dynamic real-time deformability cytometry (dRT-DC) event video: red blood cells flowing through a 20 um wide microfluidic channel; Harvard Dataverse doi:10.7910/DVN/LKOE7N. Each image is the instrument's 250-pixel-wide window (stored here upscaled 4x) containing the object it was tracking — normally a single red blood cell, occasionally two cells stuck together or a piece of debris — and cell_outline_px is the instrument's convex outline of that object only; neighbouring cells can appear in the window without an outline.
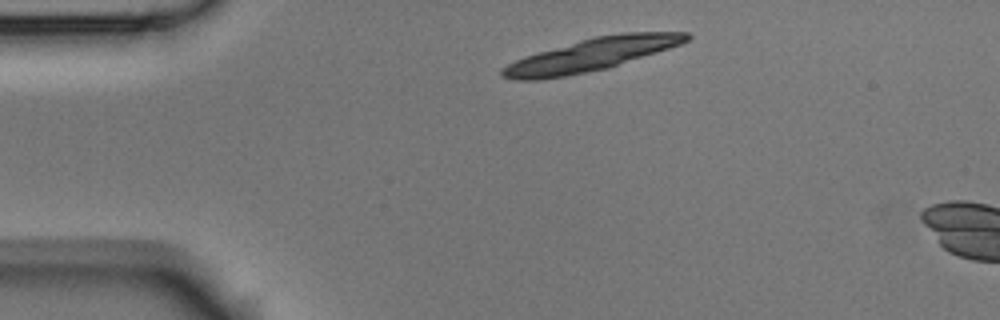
{"species": "Egyptian fruit bat (a non-hibernating species)", "species_latin": "Rousettus aegyptiacus", "temperature_condition": "room temperature", "stored_images_in_passage": 8, "camera_frame_rate_fps": 3000, "um_per_image_px": 0.085, "animal": {"sex": "male"}, "frame": {"image": 1, "passage_image": 1, "time_ms": 0.0, "image_size_px": [1000, 320], "cell_outline_px": [[692, 36], [688, 40], [680, 44], [608, 68], [564, 76], [536, 80], [516, 80], [500, 76], [500, 68], [524, 56], [580, 40], [596, 36], [620, 32], [688, 32]], "centroid_in_image_um": [50.23, 4.64], "position_along_channel_um": 34.8, "area_um2": 34.74}}
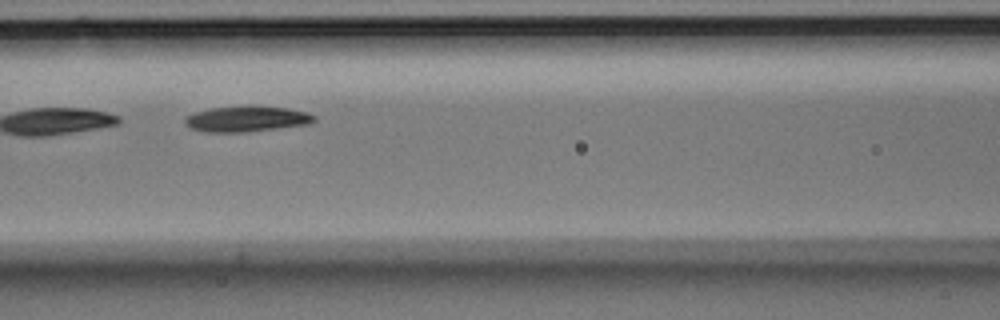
{"frame": {"image": 2, "passage_image": 5, "time_ms": 1.333, "image_size_px": [1000, 320], "cell_outline_px": [[316, 120], [308, 124], [248, 132], [204, 132], [192, 128], [184, 124], [184, 120], [188, 116], [196, 112], [212, 108], [248, 104], [288, 108], [308, 112], [316, 116]], "centroid_in_image_um": [21.0, 10.09], "position_along_channel_um": 145.6, "area_um2": 19.65}}
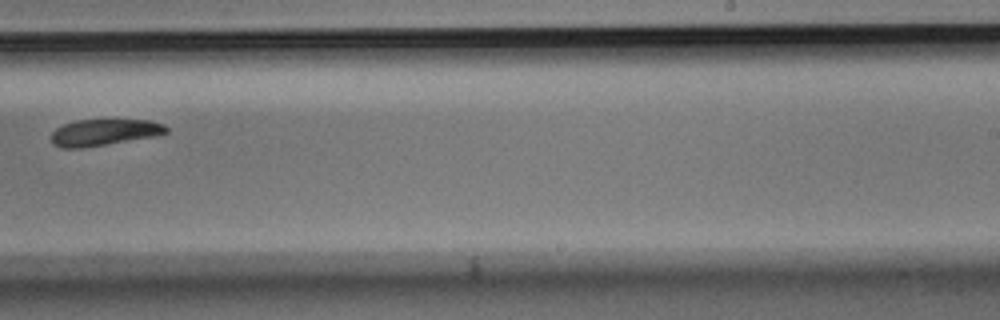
{"frame": {"image": 3, "passage_image": 8, "time_ms": 2.333, "image_size_px": [1000, 320], "cell_outline_px": [[168, 132], [152, 136], [80, 148], [64, 148], [52, 144], [52, 132], [56, 128], [64, 124], [76, 120], [152, 120], [164, 124], [168, 128]], "centroid_in_image_um": [8.83, 11.23], "position_along_channel_um": 280.2, "area_um2": 17.4}}